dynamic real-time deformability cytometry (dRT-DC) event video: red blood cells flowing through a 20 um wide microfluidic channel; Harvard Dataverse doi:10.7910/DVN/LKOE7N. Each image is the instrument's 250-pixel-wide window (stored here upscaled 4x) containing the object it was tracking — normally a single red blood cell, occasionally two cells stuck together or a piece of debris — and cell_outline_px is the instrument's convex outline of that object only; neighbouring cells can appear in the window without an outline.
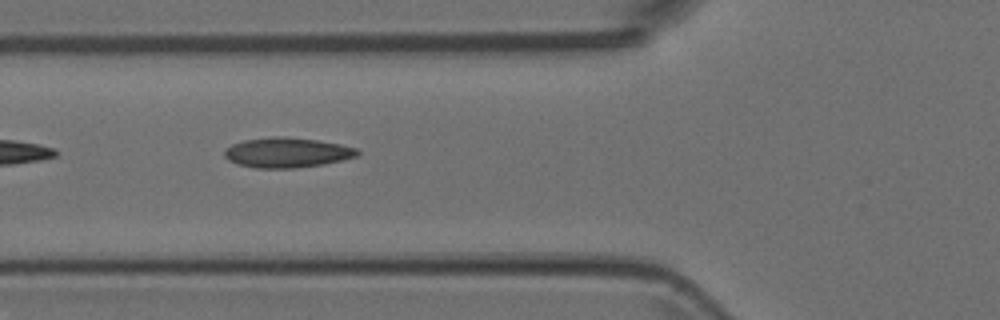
{"species": "Egyptian fruit bat (a non-hibernating species)", "species_latin": "Rousettus aegyptiacus", "temperature_condition": "room temperature", "stored_images_in_passage": 8, "camera_frame_rate_fps": 3000, "um_per_image_px": 0.085, "animal": {"sex": "female"}, "frame": {"image": 1, "passage_image": 6, "time_ms": 1.667, "image_size_px": [1000, 320], "cell_outline_px": [[360, 156], [324, 164], [296, 168], [256, 168], [240, 164], [228, 160], [224, 156], [224, 148], [232, 144], [244, 140], [272, 136], [284, 136], [316, 140], [340, 144], [356, 148], [360, 152]], "centroid_in_image_um": [24.4, 12.96], "position_along_channel_um": 101.4, "area_um2": 23.35}}
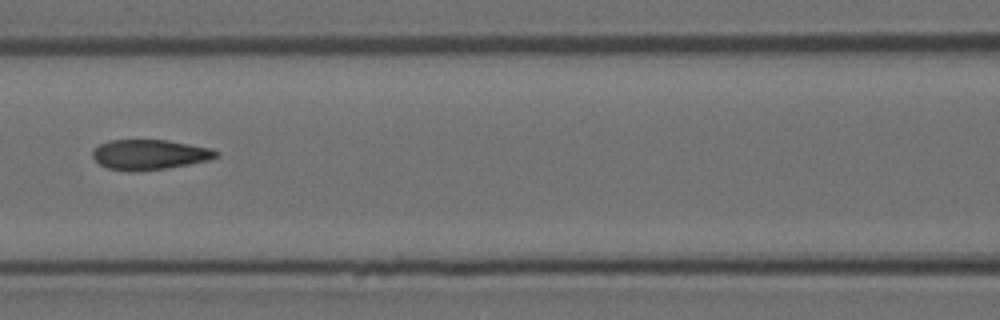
{"frame": {"image": 2, "passage_image": 7, "time_ms": 2.0, "image_size_px": [1000, 320], "cell_outline_px": [[220, 156], [208, 160], [188, 164], [164, 168], [132, 172], [128, 172], [108, 168], [100, 164], [92, 156], [92, 152], [100, 144], [108, 140], [168, 140], [212, 148], [220, 152]], "centroid_in_image_um": [12.73, 13.13], "position_along_channel_um": 153.9, "area_um2": 21.68}}
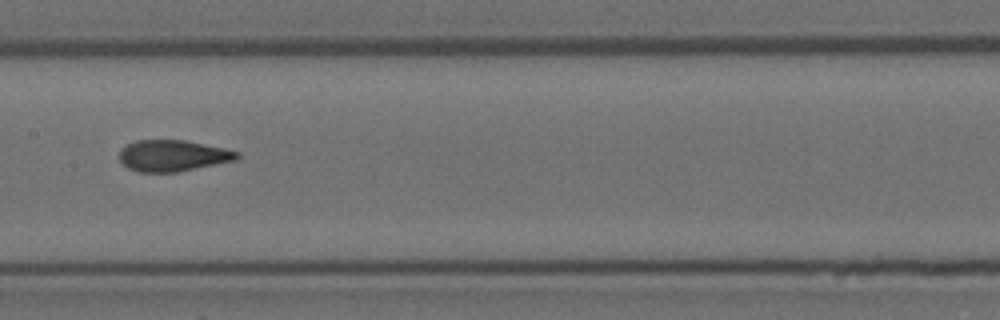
{"frame": {"image": 3, "passage_image": 8, "time_ms": 2.333, "image_size_px": [1000, 320], "cell_outline_px": [[240, 156], [236, 160], [176, 172], [140, 172], [128, 168], [120, 160], [120, 148], [136, 140], [184, 140], [224, 148], [240, 152]], "centroid_in_image_um": [14.69, 13.23], "position_along_channel_um": 192.7, "area_um2": 21.33}}